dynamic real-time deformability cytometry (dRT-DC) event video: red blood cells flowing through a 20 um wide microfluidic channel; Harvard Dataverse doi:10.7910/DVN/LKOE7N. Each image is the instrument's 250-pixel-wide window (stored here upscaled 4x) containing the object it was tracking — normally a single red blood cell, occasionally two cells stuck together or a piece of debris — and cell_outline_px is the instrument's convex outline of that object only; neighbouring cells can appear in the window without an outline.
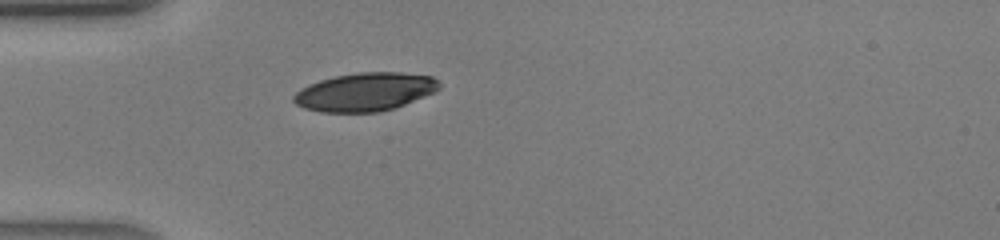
{"species": "human", "species_latin": "Homo sapiens", "temperature_condition": "warm", "stored_images_in_passage": 30, "camera_frame_rate_fps": 3000, "um_per_image_px": 0.085, "donor": {"sex": "male"}, "frame": {"image": 1, "passage_image": 1, "time_ms": 0.0, "image_size_px": [1000, 240], "cell_outline_px": [[440, 88], [436, 92], [396, 108], [380, 112], [320, 112], [304, 108], [296, 104], [292, 100], [292, 96], [300, 88], [308, 84], [320, 80], [336, 76], [360, 72], [400, 72], [432, 76], [440, 84]], "centroid_in_image_um": [31.03, 7.82], "position_along_channel_um": 54.0, "area_um2": 32.77}}
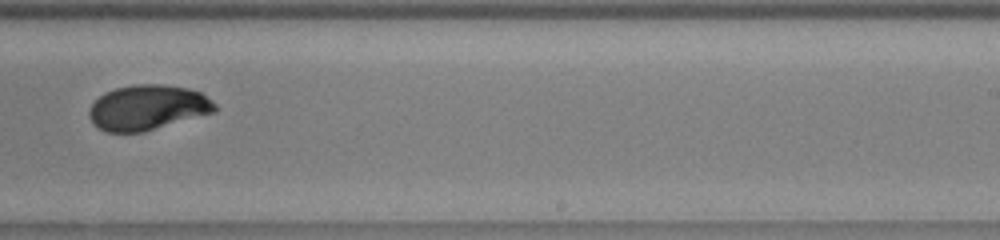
{"frame": {"image": 2, "passage_image": 15, "time_ms": 4.667, "image_size_px": [1000, 240], "cell_outline_px": [[216, 112], [144, 132], [108, 132], [92, 124], [88, 116], [88, 112], [92, 104], [104, 92], [116, 88], [136, 84], [164, 84], [188, 88], [200, 92], [212, 100], [216, 104]], "centroid_in_image_um": [12.56, 9.14], "position_along_channel_um": 276.4, "area_um2": 33.23}}
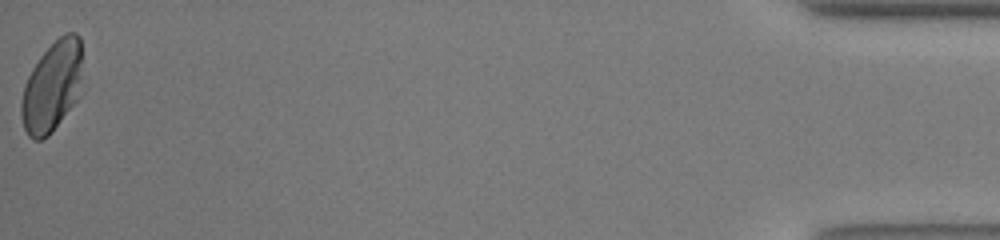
{"frame": {"image": 3, "passage_image": 30, "time_ms": 9.667, "image_size_px": [1000, 240], "cell_outline_px": [[84, 92], [52, 132], [48, 136], [40, 140], [32, 140], [28, 136], [24, 128], [20, 112], [20, 104], [24, 84], [32, 68], [40, 56], [60, 36], [68, 32], [76, 32], [80, 36]], "centroid_in_image_um": [4.47, 7.37], "position_along_channel_um": 430.7, "area_um2": 33.12}}